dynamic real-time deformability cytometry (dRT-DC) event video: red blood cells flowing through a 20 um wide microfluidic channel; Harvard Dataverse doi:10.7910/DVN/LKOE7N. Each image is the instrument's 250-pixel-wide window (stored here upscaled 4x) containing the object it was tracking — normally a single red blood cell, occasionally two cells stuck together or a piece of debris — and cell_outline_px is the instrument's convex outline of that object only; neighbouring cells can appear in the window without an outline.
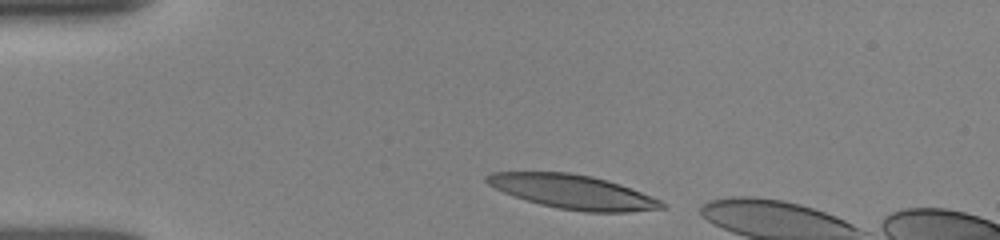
{"species": "human", "species_latin": "Homo sapiens", "temperature_condition": "room temperature", "stored_images_in_passage": 6, "camera_frame_rate_fps": 3000, "um_per_image_px": 0.085, "donor": {"sex": "female"}, "frame": {"image": 1, "passage_image": 2, "time_ms": 0.333, "image_size_px": [1000, 240], "cell_outline_px": [[668, 208], [628, 212], [584, 212], [556, 208], [540, 204], [512, 196], [488, 184], [484, 180], [484, 176], [492, 172], [568, 172], [592, 176], [620, 184], [660, 200], [668, 204]], "centroid_in_image_um": [48.7, 16.31], "position_along_channel_um": 36.3, "area_um2": 34.8}}